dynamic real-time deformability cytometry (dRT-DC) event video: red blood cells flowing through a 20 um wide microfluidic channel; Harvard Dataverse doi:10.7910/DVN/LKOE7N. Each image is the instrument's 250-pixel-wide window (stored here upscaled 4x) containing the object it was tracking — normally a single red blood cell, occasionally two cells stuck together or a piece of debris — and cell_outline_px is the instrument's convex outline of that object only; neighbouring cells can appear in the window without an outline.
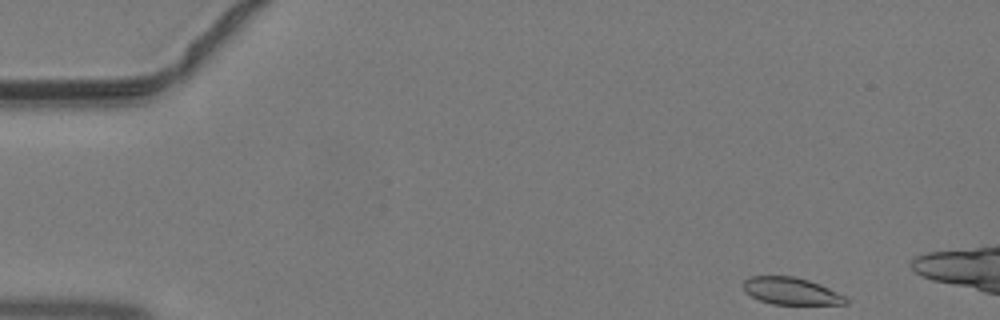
{"species": "common noctule bat (a hibernating species)", "species_latin": "Nyctalus noctula", "temperature_condition": "warm", "stored_images_in_passage": 9, "camera_frame_rate_fps": 3000, "um_per_image_px": 0.085, "animal": {"sex": "male", "body_mass_g": 19.2, "forearm_length_mm": 51.8}, "frame": {"image": 1, "passage_image": 1, "time_ms": 0.0, "image_size_px": [1000, 320], "cell_outline_px": [[848, 304], [772, 304], [760, 300], [744, 292], [744, 280], [748, 276], [792, 276], [808, 280], [820, 284], [844, 296], [848, 300]], "centroid_in_image_um": [67.21, 24.73], "position_along_channel_um": 17.8, "area_um2": 16.07}}